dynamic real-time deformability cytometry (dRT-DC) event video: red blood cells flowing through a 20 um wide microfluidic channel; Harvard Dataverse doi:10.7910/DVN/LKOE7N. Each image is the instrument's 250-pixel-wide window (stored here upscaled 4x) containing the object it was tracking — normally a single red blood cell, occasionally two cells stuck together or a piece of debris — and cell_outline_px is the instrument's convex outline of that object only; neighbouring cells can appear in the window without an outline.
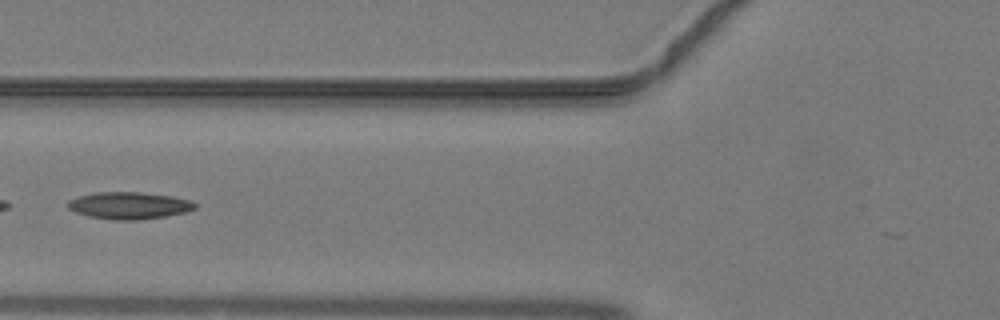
{"species": "common noctule bat (a hibernating species)", "species_latin": "Nyctalus noctula", "temperature_condition": "warm", "stored_images_in_passage": 39, "camera_frame_rate_fps": 3000, "um_per_image_px": 0.085, "animal": {"sex": "male", "body_mass_g": 19.2, "forearm_length_mm": 51.8}, "frame": {"image": 1, "passage_image": 18, "time_ms": 5.667, "image_size_px": [1000, 320], "cell_outline_px": [[196, 208], [184, 212], [164, 216], [136, 220], [112, 220], [88, 216], [76, 212], [68, 208], [68, 200], [80, 196], [100, 192], [140, 192], [172, 196], [192, 200], [196, 204]], "centroid_in_image_um": [10.98, 17.47], "position_along_channel_um": 114.8, "area_um2": 19.88}}
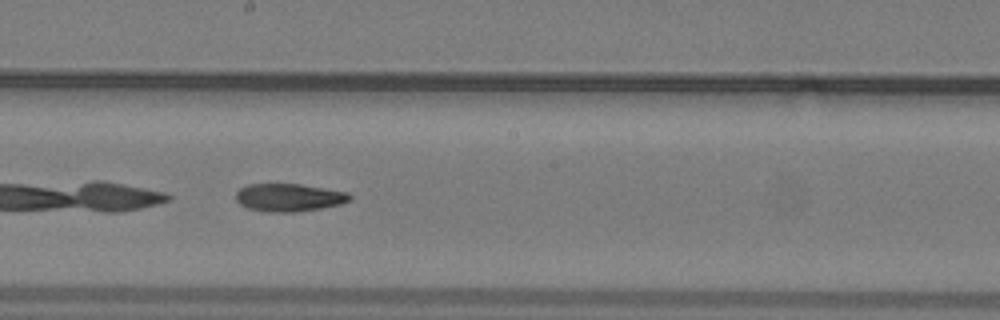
{"frame": {"image": 2, "passage_image": 25, "time_ms": 8.0, "image_size_px": [1000, 320], "cell_outline_px": [[352, 200], [340, 204], [320, 208], [296, 212], [268, 212], [248, 208], [240, 204], [236, 200], [236, 192], [240, 188], [248, 184], [300, 184], [348, 192], [352, 196]], "centroid_in_image_um": [24.57, 16.78], "position_along_channel_um": 223.6, "area_um2": 18.5}}
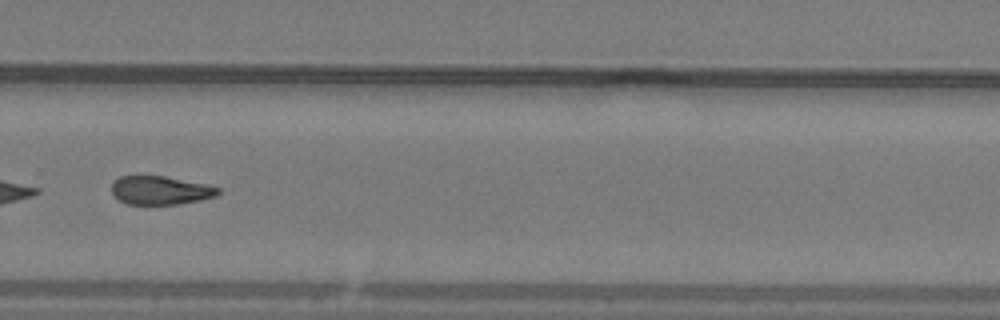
{"frame": {"image": 3, "passage_image": 31, "time_ms": 10.0, "image_size_px": [1000, 320], "cell_outline_px": [[220, 192], [216, 196], [200, 200], [176, 204], [128, 204], [120, 200], [112, 192], [112, 180], [120, 176], [164, 176], [204, 184], [220, 188]], "centroid_in_image_um": [13.62, 16.17], "position_along_channel_um": 316.2, "area_um2": 17.51}}